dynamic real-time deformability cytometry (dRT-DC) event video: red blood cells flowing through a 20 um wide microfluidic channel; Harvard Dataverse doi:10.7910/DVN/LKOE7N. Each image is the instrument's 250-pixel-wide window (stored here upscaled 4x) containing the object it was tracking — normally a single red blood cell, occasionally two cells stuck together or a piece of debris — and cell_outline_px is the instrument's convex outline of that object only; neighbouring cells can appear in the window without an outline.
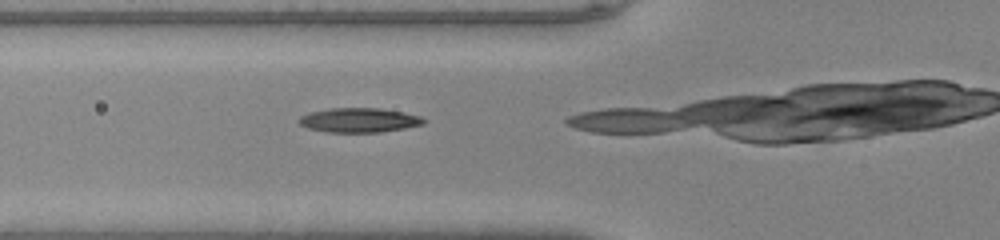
{"species": "common noctule bat (a hibernating species)", "species_latin": "Nyctalus noctula", "temperature_condition": "warm", "stored_images_in_passage": 16, "camera_frame_rate_fps": 3000, "um_per_image_px": 0.085, "animal": {"sex": "male", "body_mass_g": 20.0, "forearm_length_mm": 53.3}, "frame": {"image": 1, "passage_image": 15, "time_ms": 4.667, "image_size_px": [1000, 240], "cell_outline_px": [[428, 120], [424, 124], [404, 128], [380, 132], [328, 132], [308, 128], [300, 124], [296, 120], [300, 116], [308, 112], [328, 108], [380, 108], [404, 112], [420, 116]], "centroid_in_image_um": [30.51, 10.2], "position_along_channel_um": 95.3, "area_um2": 17.92}}